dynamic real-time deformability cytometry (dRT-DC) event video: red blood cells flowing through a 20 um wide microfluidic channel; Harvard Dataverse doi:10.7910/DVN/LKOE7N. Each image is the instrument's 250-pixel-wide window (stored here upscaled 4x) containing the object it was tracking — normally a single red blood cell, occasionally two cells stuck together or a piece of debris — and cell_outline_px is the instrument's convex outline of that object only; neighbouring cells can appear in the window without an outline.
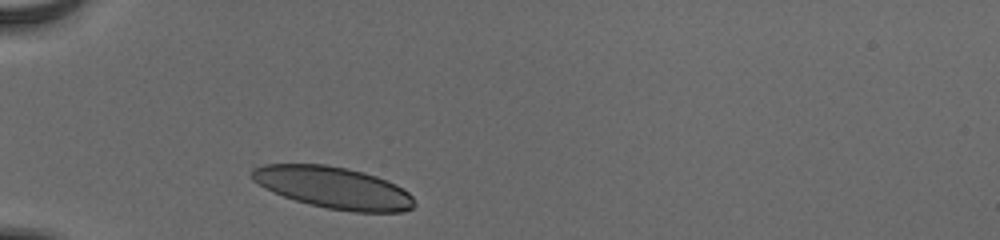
{"species": "human", "species_latin": "Homo sapiens", "temperature_condition": "cold", "stored_images_in_passage": 30, "camera_frame_rate_fps": 3000, "um_per_image_px": 0.085, "donor": {"sex": "male"}, "frame": {"image": 1, "passage_image": 1, "time_ms": 0.0, "image_size_px": [1000, 240], "cell_outline_px": [[416, 204], [412, 208], [400, 212], [352, 212], [328, 208], [308, 204], [284, 196], [264, 188], [252, 180], [252, 168], [264, 164], [324, 164], [348, 168], [364, 172], [376, 176], [396, 184], [408, 192], [412, 196]], "centroid_in_image_um": [28.35, 15.94], "position_along_channel_um": 56.7, "area_um2": 39.54}}
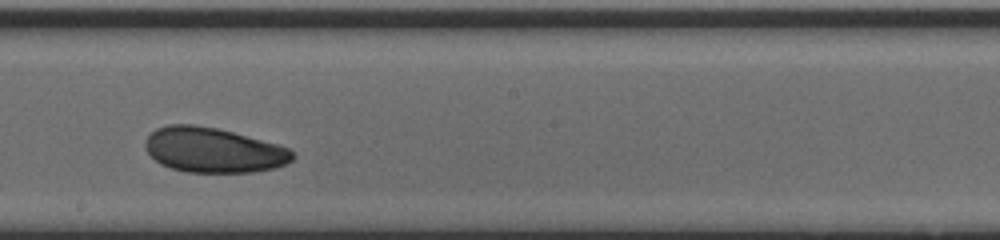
{"frame": {"image": 2, "passage_image": 16, "time_ms": 5.0, "image_size_px": [1000, 240], "cell_outline_px": [[296, 156], [292, 160], [276, 168], [252, 172], [188, 172], [172, 168], [160, 164], [148, 152], [144, 144], [148, 136], [156, 128], [168, 124], [192, 124], [216, 128], [232, 132], [276, 144], [288, 148]], "centroid_in_image_um": [18.12, 12.76], "position_along_channel_um": 230.1, "area_um2": 38.26}}
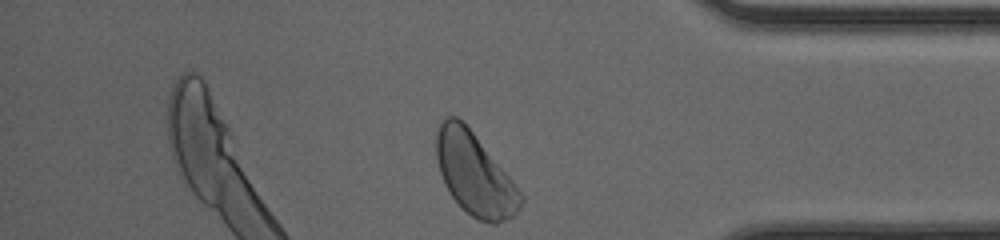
{"frame": {"image": 3, "passage_image": 30, "time_ms": 9.667, "image_size_px": [1000, 240], "cell_outline_px": [[524, 200], [516, 216], [496, 224], [492, 224], [480, 220], [472, 216], [452, 196], [444, 184], [440, 172], [436, 156], [436, 132], [440, 120], [448, 116], [456, 116], [472, 132], [512, 180], [524, 196]], "centroid_in_image_um": [40.35, 14.82], "position_along_channel_um": 394.8, "area_um2": 39.88}, "authors_computed_cell_mechanics": {"area_um2": 38.8994, "velocity_mm_per_s": 3.8419, "shape_relaxation_time_tau1_ms": 2.9688, "shape_relaxation_time_tau2_ms": 8.3391, "deformation_change_tau1": 0.0842, "deformation_change_tau2": 0.1288}}